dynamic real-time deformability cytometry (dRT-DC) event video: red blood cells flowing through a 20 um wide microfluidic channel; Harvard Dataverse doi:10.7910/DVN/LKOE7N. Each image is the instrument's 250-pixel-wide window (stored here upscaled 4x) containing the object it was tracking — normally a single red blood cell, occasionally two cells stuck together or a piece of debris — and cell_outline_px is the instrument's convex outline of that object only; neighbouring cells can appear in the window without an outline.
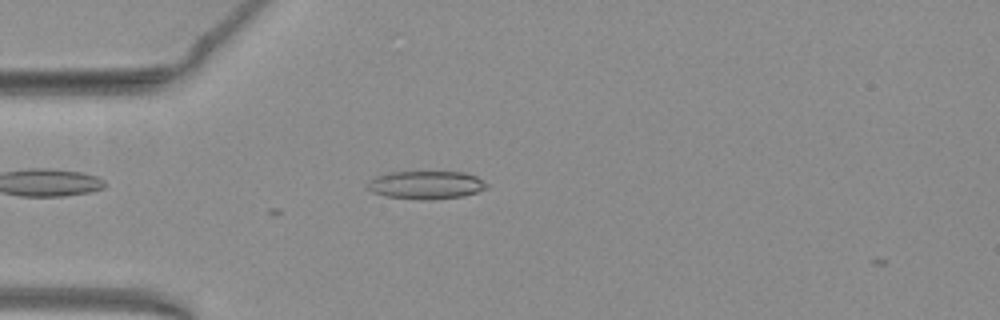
{"species": "common noctule bat (a hibernating species)", "species_latin": "Nyctalus noctula", "temperature_condition": "warm", "stored_images_in_passage": 6, "camera_frame_rate_fps": 3000, "um_per_image_px": 0.085, "animal": {"sex": "female", "body_mass_g": 19.3, "forearm_length_mm": 54.1}, "frame": {"image": 1, "passage_image": 4, "time_ms": 1.0, "image_size_px": [1000, 320], "cell_outline_px": [[488, 188], [464, 196], [432, 200], [420, 200], [384, 196], [372, 192], [364, 188], [368, 180], [376, 176], [388, 172], [464, 172], [476, 176], [488, 184]], "centroid_in_image_um": [36.17, 15.73], "position_along_channel_um": 48.8, "area_um2": 19.88}}